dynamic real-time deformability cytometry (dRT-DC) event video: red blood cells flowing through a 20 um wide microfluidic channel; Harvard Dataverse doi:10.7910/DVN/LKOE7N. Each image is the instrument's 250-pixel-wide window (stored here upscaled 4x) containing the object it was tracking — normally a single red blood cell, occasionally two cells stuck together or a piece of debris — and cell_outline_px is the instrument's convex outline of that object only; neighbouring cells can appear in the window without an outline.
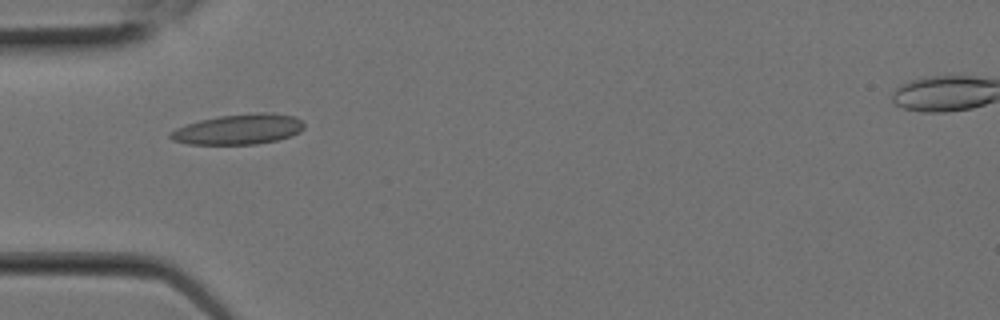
{"species": "Egyptian fruit bat (a non-hibernating species)", "species_latin": "Rousettus aegyptiacus", "temperature_condition": "room temperature", "stored_images_in_passage": 2, "camera_frame_rate_fps": 3000, "um_per_image_px": 0.085, "animal": {"sex": "female"}, "frame": {"image": 1, "passage_image": 1, "time_ms": 0.0, "image_size_px": [1000, 320], "cell_outline_px": [[304, 128], [300, 132], [292, 136], [276, 140], [256, 144], [188, 144], [172, 140], [168, 136], [168, 132], [176, 128], [200, 120], [220, 116], [256, 112], [272, 112], [292, 116], [300, 120], [304, 124]], "centroid_in_image_um": [20.28, 10.99], "position_along_channel_um": 64.7, "area_um2": 23.64}}